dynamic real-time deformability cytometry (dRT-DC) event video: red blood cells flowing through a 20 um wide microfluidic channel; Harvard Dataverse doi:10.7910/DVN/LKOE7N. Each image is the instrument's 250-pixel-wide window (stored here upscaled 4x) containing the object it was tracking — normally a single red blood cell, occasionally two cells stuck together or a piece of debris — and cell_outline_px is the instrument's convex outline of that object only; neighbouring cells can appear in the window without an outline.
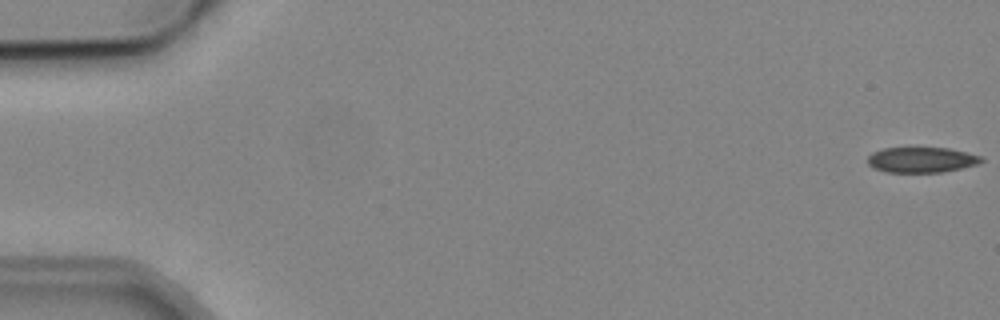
{"species": "common noctule bat (a hibernating species)", "species_latin": "Nyctalus noctula", "temperature_condition": "cold", "stored_images_in_passage": 3, "camera_frame_rate_fps": 3000, "um_per_image_px": 0.085, "animal": {"sex": "male", "body_mass_g": 19.2, "forearm_length_mm": 51.8}, "frame": {"image": 1, "passage_image": 1, "time_ms": 0.0, "image_size_px": [1000, 320], "cell_outline_px": [[984, 160], [976, 164], [944, 172], [884, 172], [872, 168], [868, 164], [868, 156], [872, 152], [884, 148], [948, 148], [984, 156]], "centroid_in_image_um": [78.31, 13.59], "position_along_channel_um": 6.7, "area_um2": 16.88}}